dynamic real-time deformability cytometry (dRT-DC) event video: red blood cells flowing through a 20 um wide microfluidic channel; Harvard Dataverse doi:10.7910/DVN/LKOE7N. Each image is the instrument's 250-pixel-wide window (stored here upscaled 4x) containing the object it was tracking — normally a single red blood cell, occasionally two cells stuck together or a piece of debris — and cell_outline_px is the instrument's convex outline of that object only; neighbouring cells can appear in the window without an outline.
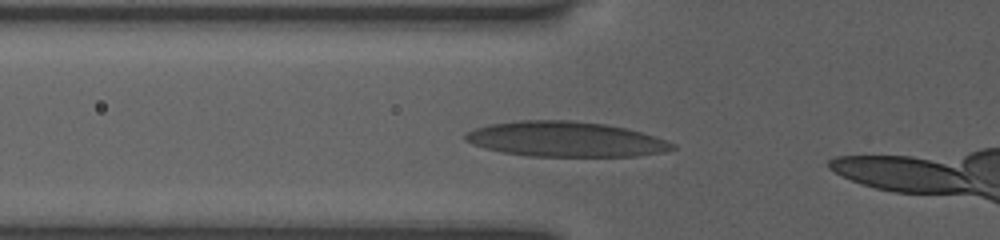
{"species": "human", "species_latin": "Homo sapiens", "temperature_condition": "room temperature", "stored_images_in_passage": 10, "segment_of_instrument_passage": [1, 2], "camera_frame_rate_fps": 3000, "um_per_image_px": 0.085, "donor": {"sex": "female"}, "frame": {"image": 1, "passage_image": 2, "time_ms": 0.667, "image_size_px": [1000, 240], "cell_outline_px": [[676, 148], [664, 152], [636, 156], [528, 156], [504, 152], [484, 148], [472, 144], [464, 140], [464, 136], [468, 132], [476, 128], [488, 124], [520, 120], [572, 120], [604, 124], [624, 128], [656, 136], [676, 144]], "centroid_in_image_um": [48.07, 11.83], "position_along_channel_um": 77.7, "area_um2": 42.37}}
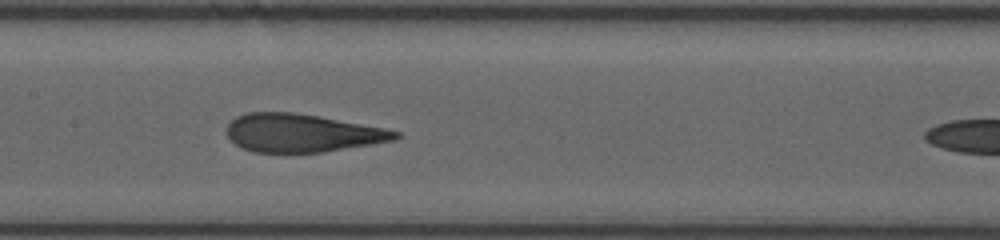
{"frame": {"image": 2, "passage_image": 7, "time_ms": 3.333, "image_size_px": [1000, 240], "cell_outline_px": [[400, 136], [396, 140], [324, 152], [252, 152], [236, 144], [228, 136], [228, 124], [236, 116], [248, 112], [296, 112], [384, 128], [400, 132]], "centroid_in_image_um": [25.68, 11.3], "position_along_channel_um": 181.7, "area_um2": 37.22}}
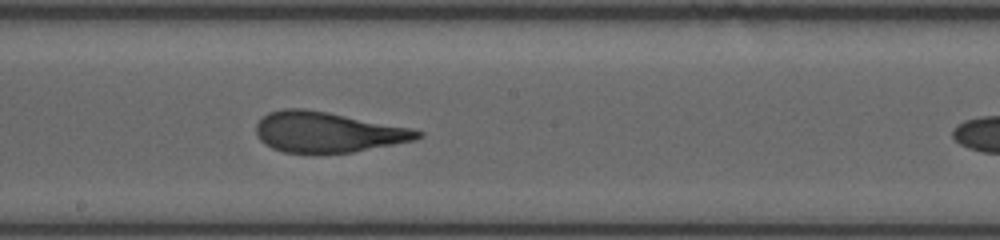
{"frame": {"image": 3, "passage_image": 9, "time_ms": 4.333, "image_size_px": [1000, 240], "cell_outline_px": [[424, 136], [416, 140], [352, 152], [284, 152], [272, 148], [264, 144], [256, 136], [256, 124], [268, 112], [284, 108], [304, 108], [328, 112], [412, 128], [424, 132]], "centroid_in_image_um": [27.85, 11.22], "position_along_channel_um": 220.4, "area_um2": 37.97}}